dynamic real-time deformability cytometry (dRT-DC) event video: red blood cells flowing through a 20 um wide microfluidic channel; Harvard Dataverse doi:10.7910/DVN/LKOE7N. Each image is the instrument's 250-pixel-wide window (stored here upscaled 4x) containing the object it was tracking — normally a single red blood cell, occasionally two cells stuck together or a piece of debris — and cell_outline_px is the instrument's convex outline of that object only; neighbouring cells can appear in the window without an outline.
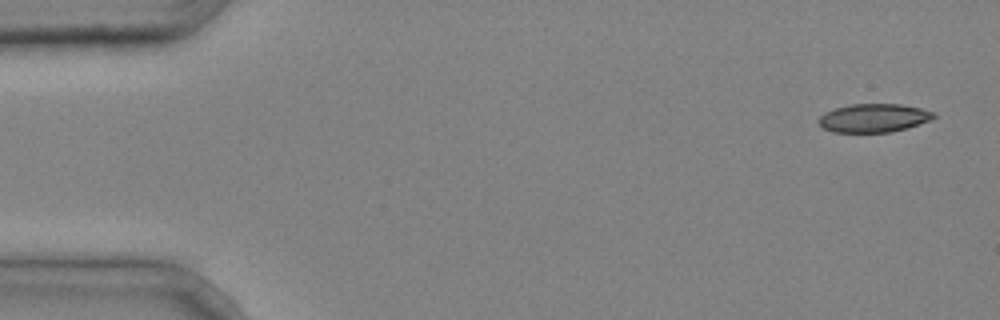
{"species": "common noctule bat (a hibernating species)", "species_latin": "Nyctalus noctula", "temperature_condition": "cold", "stored_images_in_passage": 5, "segment_of_instrument_passage": [1, 2], "camera_frame_rate_fps": 3000, "um_per_image_px": 0.085, "animal": {"sex": "male", "body_mass_g": 20.4}, "frame": {"image": 1, "passage_image": 1, "time_ms": 0.0, "image_size_px": [1000, 320], "cell_outline_px": [[936, 116], [932, 120], [908, 128], [888, 132], [832, 132], [824, 128], [816, 120], [824, 112], [836, 108], [852, 104], [900, 104], [920, 108], [936, 112]], "centroid_in_image_um": [74.29, 10.03], "position_along_channel_um": 10.7, "area_um2": 19.19}}
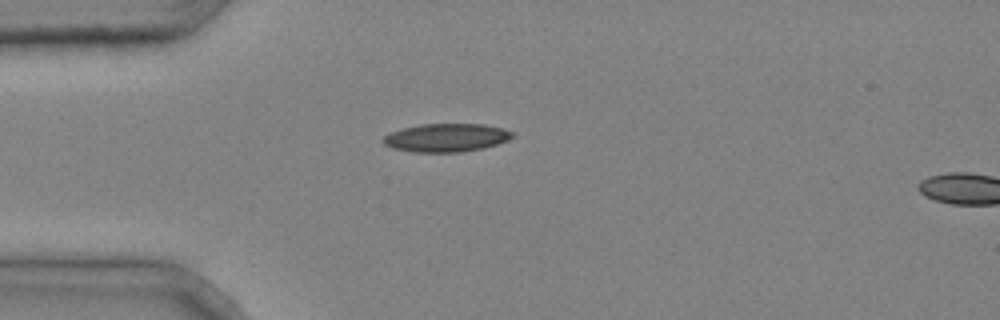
{"frame": {"image": 2, "passage_image": 4, "time_ms": 1.0, "image_size_px": [1000, 320], "cell_outline_px": [[512, 136], [508, 140], [496, 144], [480, 148], [460, 152], [412, 152], [392, 148], [384, 144], [380, 140], [384, 136], [392, 132], [404, 128], [420, 124], [484, 124], [500, 128], [512, 132]], "centroid_in_image_um": [37.87, 11.7], "position_along_channel_um": 47.1, "area_um2": 21.04}}